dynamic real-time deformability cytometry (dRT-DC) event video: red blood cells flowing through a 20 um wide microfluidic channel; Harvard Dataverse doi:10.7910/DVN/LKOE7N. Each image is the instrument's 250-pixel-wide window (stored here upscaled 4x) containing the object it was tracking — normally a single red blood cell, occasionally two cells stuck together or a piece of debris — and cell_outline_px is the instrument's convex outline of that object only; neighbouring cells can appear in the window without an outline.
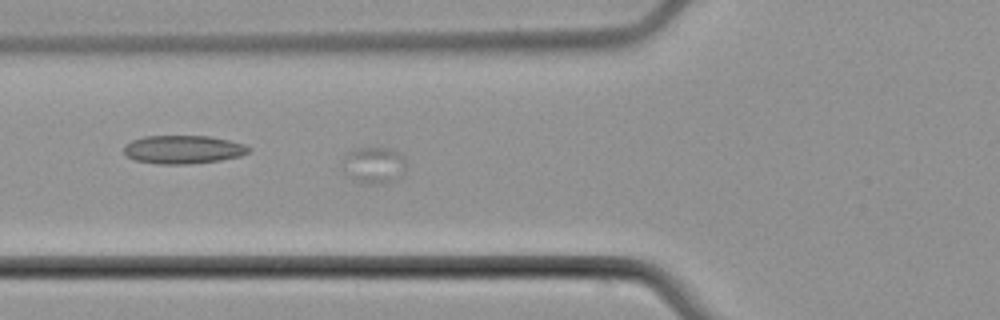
{"species": "common noctule bat (a hibernating species)", "species_latin": "Nyctalus noctula", "temperature_condition": "cold", "stored_images_in_passage": 4, "camera_frame_rate_fps": 3000, "um_per_image_px": 0.085, "animal": {"sex": "male", "body_mass_g": 21.5, "forearm_length_mm": 52.0}, "frame": {"image": 1, "passage_image": 4, "time_ms": 4.667, "image_size_px": [1000, 320], "cell_outline_px": [[404, 172], [384, 184], [360, 184], [344, 172], [344, 168], [348, 156], [352, 152], [360, 148], [388, 148], [400, 152], [404, 160]], "centroid_in_image_um": [31.82, 14.06], "position_along_channel_um": 94.0, "area_um2": 12.95}}